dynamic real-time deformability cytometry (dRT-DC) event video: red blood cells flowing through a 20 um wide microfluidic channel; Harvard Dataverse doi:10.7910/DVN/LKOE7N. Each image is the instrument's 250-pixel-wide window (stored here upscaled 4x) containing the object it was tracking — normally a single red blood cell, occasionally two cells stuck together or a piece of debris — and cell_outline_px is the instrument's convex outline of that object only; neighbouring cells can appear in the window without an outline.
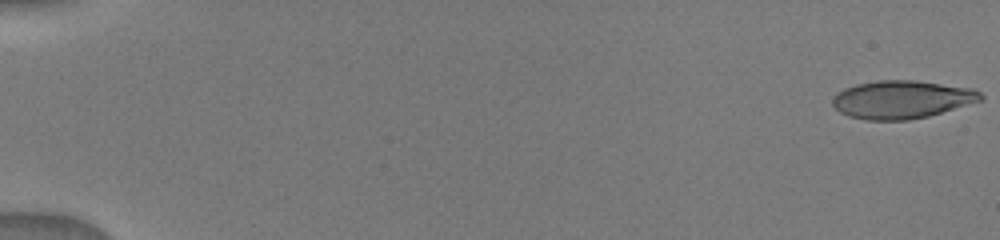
{"species": "human", "species_latin": "Homo sapiens", "temperature_condition": "warm", "stored_images_in_passage": 19, "camera_frame_rate_fps": 3000, "um_per_image_px": 0.085, "donor": {"sex": "male"}, "frame": {"image": 1, "passage_image": 1, "time_ms": 0.0, "image_size_px": [1000, 240], "cell_outline_px": [[984, 100], [928, 116], [908, 120], [868, 120], [848, 116], [840, 112], [832, 104], [832, 96], [836, 92], [844, 88], [856, 84], [880, 80], [916, 80], [972, 88], [980, 92], [984, 96]], "centroid_in_image_um": [76.65, 8.45], "position_along_channel_um": 8.4, "area_um2": 33.0}}
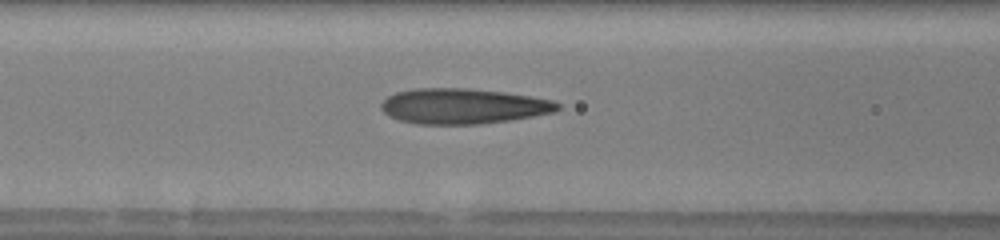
{"frame": {"image": 2, "passage_image": 15, "time_ms": 7.333, "image_size_px": [1000, 240], "cell_outline_px": [[560, 108], [552, 112], [532, 116], [508, 120], [476, 124], [416, 124], [400, 120], [388, 116], [380, 108], [380, 104], [388, 96], [396, 92], [416, 88], [464, 88], [504, 92], [552, 100], [560, 104]], "centroid_in_image_um": [39.31, 9.02], "position_along_channel_um": 127.3, "area_um2": 36.13}}
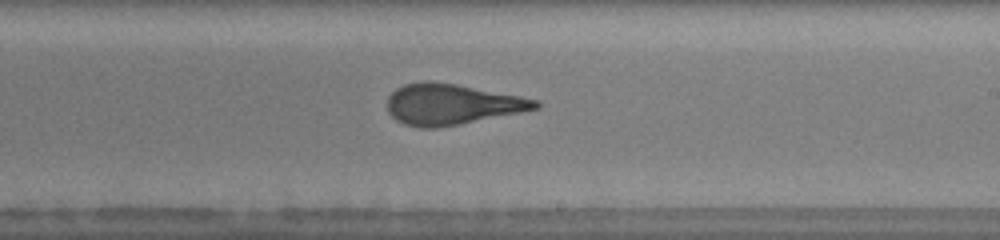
{"frame": {"image": 3, "passage_image": 19, "time_ms": 10.333, "image_size_px": [1000, 240], "cell_outline_px": [[540, 108], [460, 124], [436, 128], [420, 128], [404, 124], [396, 120], [388, 112], [388, 96], [396, 88], [404, 84], [420, 80], [432, 80], [456, 84], [520, 96], [540, 100]], "centroid_in_image_um": [38.37, 8.85], "position_along_channel_um": 250.6, "area_um2": 35.32}}